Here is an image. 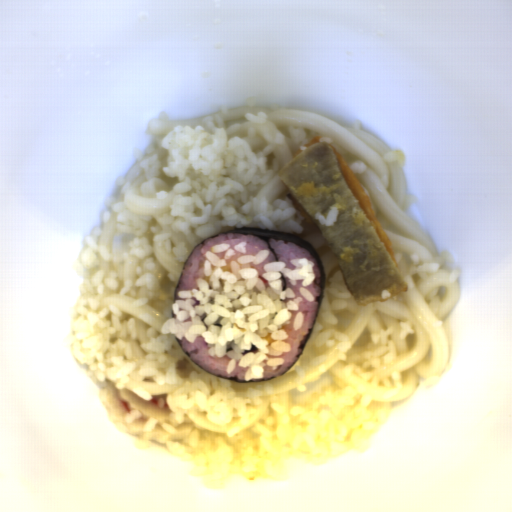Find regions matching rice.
<instances>
[{"instance_id": "rice-1", "label": "rice", "mask_w": 512, "mask_h": 512, "mask_svg": "<svg viewBox=\"0 0 512 512\" xmlns=\"http://www.w3.org/2000/svg\"><path fill=\"white\" fill-rule=\"evenodd\" d=\"M230 244H214L204 252L202 271L207 280L197 279L198 287L191 291H178L177 299L171 303L175 318H168L160 325L161 334L174 335L177 341L195 343L198 336L204 338L209 349L207 355L213 359L231 358L226 365V374L231 375L237 366L247 368L245 382L263 379L264 368L278 370L285 365L284 352H292V345L283 325L301 329L305 315L300 303L316 301L307 288L314 283L316 263L308 258H291L295 269L286 268V263L262 264L266 273L261 276L256 268H241V265L263 263L270 255L269 249L259 250L255 255L238 256L231 261L230 271H224L227 260L235 256ZM283 276L292 286L303 280L297 297L290 287L284 288ZM303 298V299H302ZM275 355L279 357H269Z\"/></svg>"}, {"instance_id": "rice-2", "label": "rice", "mask_w": 512, "mask_h": 512, "mask_svg": "<svg viewBox=\"0 0 512 512\" xmlns=\"http://www.w3.org/2000/svg\"><path fill=\"white\" fill-rule=\"evenodd\" d=\"M215 122L218 127L215 126ZM202 126L177 125L160 142L167 151L164 175L176 178L169 214L160 223L182 234L192 248L205 239L235 226L300 234L303 216L295 209L290 192L274 198L255 197L280 171L274 150L284 146L282 135L262 131L264 149L255 152L247 140L228 136L241 124L226 123L221 115L202 117Z\"/></svg>"}, {"instance_id": "rice-3", "label": "rice", "mask_w": 512, "mask_h": 512, "mask_svg": "<svg viewBox=\"0 0 512 512\" xmlns=\"http://www.w3.org/2000/svg\"><path fill=\"white\" fill-rule=\"evenodd\" d=\"M104 274L97 270L81 284L68 326L71 353L79 365H88L89 377L104 382L106 369L113 368L117 390L131 380L179 386L166 395L169 409L203 412L217 426L248 419L250 407L275 394L271 383L216 377L192 362L174 334H162L138 318L126 321L118 307L104 303L119 285L114 270Z\"/></svg>"}, {"instance_id": "rice-4", "label": "rice", "mask_w": 512, "mask_h": 512, "mask_svg": "<svg viewBox=\"0 0 512 512\" xmlns=\"http://www.w3.org/2000/svg\"><path fill=\"white\" fill-rule=\"evenodd\" d=\"M391 404L375 401L352 388L332 383L322 388L307 406L289 405V425L279 426L269 405L252 428L236 437L184 423L185 412H171L164 449L178 458L205 466L190 475L216 487L236 474L286 481L293 455L324 463L346 453L366 450V444L388 421Z\"/></svg>"}, {"instance_id": "rice-5", "label": "rice", "mask_w": 512, "mask_h": 512, "mask_svg": "<svg viewBox=\"0 0 512 512\" xmlns=\"http://www.w3.org/2000/svg\"><path fill=\"white\" fill-rule=\"evenodd\" d=\"M245 241L248 243L246 246V249L248 251L247 255L235 251V255L226 260V266H222V270H224L225 272L233 273L231 269V262H237L239 256H255L256 253L260 250H269V255L262 263L254 265L253 262H250L245 265H240V269H256L259 278L262 279L264 284L270 285L269 281L262 276L264 273H267L263 267V264L272 262H284L285 268L295 270L296 266L290 262L291 259H308L315 263L314 267L312 268L315 272V280L313 283L306 287L314 295L315 301L313 302H309L306 299H304L299 291V288L302 286L304 279H298L297 285H292L288 278L282 275L283 290L285 288H290L296 297L302 298V300L299 303V308L304 315V322L300 329L294 330L293 320L296 317L298 310L291 311L293 316L290 319L289 325H282V329H285L288 336L287 339L282 340L290 343L291 352H283L280 356L266 354V356L270 358H285V362L284 364H280L277 370H272L270 366L264 367L262 379L252 378L249 381L255 382L260 380L271 379L281 374H284L294 364V362L299 357L304 347V344L309 336L311 327L315 319L321 285L320 271L316 258L308 250L294 243L270 238L268 239V243L278 258V261H276L270 247L266 244V242L263 239L256 237L252 234H223L206 240L205 242L197 246L193 253L190 255L182 272V276L176 292L175 301L183 300L178 299L177 297V293L179 291H192L193 288L199 290V287L196 284V280L204 279L209 283L208 277L205 276L203 271V265L206 259L205 252L209 251L215 244H229L230 248L234 249L233 245L240 244Z\"/></svg>"}, {"instance_id": "rice-6", "label": "rice", "mask_w": 512, "mask_h": 512, "mask_svg": "<svg viewBox=\"0 0 512 512\" xmlns=\"http://www.w3.org/2000/svg\"><path fill=\"white\" fill-rule=\"evenodd\" d=\"M322 325L316 321L310 341H314L315 348L337 346V358L343 360L346 375L354 374L364 383H368L374 376L377 369L391 364L398 356V347L393 340H388L393 336V326H388L385 330L381 321L372 315L369 323L370 340L362 347H352V343L346 333L327 329L321 332Z\"/></svg>"}, {"instance_id": "rice-7", "label": "rice", "mask_w": 512, "mask_h": 512, "mask_svg": "<svg viewBox=\"0 0 512 512\" xmlns=\"http://www.w3.org/2000/svg\"><path fill=\"white\" fill-rule=\"evenodd\" d=\"M118 197L106 196L104 205L117 214L116 223L120 233L135 234L133 240L128 241L129 254L144 260V273L142 266L136 267L138 279L125 280L124 286L119 290L118 295L134 297L136 300L132 306H142L149 301H156L159 293V281L156 277L157 268L154 263V248L150 244L149 237H145L152 215H137L128 210L123 202H117Z\"/></svg>"}, {"instance_id": "rice-8", "label": "rice", "mask_w": 512, "mask_h": 512, "mask_svg": "<svg viewBox=\"0 0 512 512\" xmlns=\"http://www.w3.org/2000/svg\"><path fill=\"white\" fill-rule=\"evenodd\" d=\"M180 342L188 355L203 368L223 377L245 381L244 374L248 367L239 366V362H237V367L233 373L227 374V365L232 358L226 355L223 358H212L209 356L208 350L210 347L208 343L205 342V338L199 335L194 343H189L183 336Z\"/></svg>"}, {"instance_id": "rice-9", "label": "rice", "mask_w": 512, "mask_h": 512, "mask_svg": "<svg viewBox=\"0 0 512 512\" xmlns=\"http://www.w3.org/2000/svg\"><path fill=\"white\" fill-rule=\"evenodd\" d=\"M329 285L325 288L323 300L318 315L326 322L332 325H339V319L332 311L345 310L348 308V299H352V294L345 282L343 273L340 270L328 278Z\"/></svg>"}, {"instance_id": "rice-10", "label": "rice", "mask_w": 512, "mask_h": 512, "mask_svg": "<svg viewBox=\"0 0 512 512\" xmlns=\"http://www.w3.org/2000/svg\"><path fill=\"white\" fill-rule=\"evenodd\" d=\"M103 229L100 227H92L88 236L84 237L82 247L74 261V268L76 272H80L82 268L90 269L99 264V256L106 261L114 260L112 254L106 246L97 244V241L102 237Z\"/></svg>"}, {"instance_id": "rice-11", "label": "rice", "mask_w": 512, "mask_h": 512, "mask_svg": "<svg viewBox=\"0 0 512 512\" xmlns=\"http://www.w3.org/2000/svg\"><path fill=\"white\" fill-rule=\"evenodd\" d=\"M149 231L153 235L152 242L163 247L169 254H174V260L186 262L189 250L184 242H178L173 246L171 238L172 232H162L159 224L150 226Z\"/></svg>"}, {"instance_id": "rice-12", "label": "rice", "mask_w": 512, "mask_h": 512, "mask_svg": "<svg viewBox=\"0 0 512 512\" xmlns=\"http://www.w3.org/2000/svg\"><path fill=\"white\" fill-rule=\"evenodd\" d=\"M287 133L290 138L285 139L290 151H298V150H307L308 146H305L308 143L307 135L304 127L293 128L286 127Z\"/></svg>"}, {"instance_id": "rice-13", "label": "rice", "mask_w": 512, "mask_h": 512, "mask_svg": "<svg viewBox=\"0 0 512 512\" xmlns=\"http://www.w3.org/2000/svg\"><path fill=\"white\" fill-rule=\"evenodd\" d=\"M339 212V208L334 206L328 209L326 217L324 216V214L318 212L311 214V216L313 219H315L317 222L322 223L324 226L333 227L337 223Z\"/></svg>"}, {"instance_id": "rice-14", "label": "rice", "mask_w": 512, "mask_h": 512, "mask_svg": "<svg viewBox=\"0 0 512 512\" xmlns=\"http://www.w3.org/2000/svg\"><path fill=\"white\" fill-rule=\"evenodd\" d=\"M269 116H268V113L264 112V111H259L257 112L256 115H252L250 113H245V116H244V119L245 121H248V122H252V123H255V124H265L266 121L268 120Z\"/></svg>"}, {"instance_id": "rice-15", "label": "rice", "mask_w": 512, "mask_h": 512, "mask_svg": "<svg viewBox=\"0 0 512 512\" xmlns=\"http://www.w3.org/2000/svg\"><path fill=\"white\" fill-rule=\"evenodd\" d=\"M247 244L248 243L245 241L243 243L233 245V248L235 251H238L240 253H243L244 255H247V253H248V251L246 249Z\"/></svg>"}, {"instance_id": "rice-16", "label": "rice", "mask_w": 512, "mask_h": 512, "mask_svg": "<svg viewBox=\"0 0 512 512\" xmlns=\"http://www.w3.org/2000/svg\"><path fill=\"white\" fill-rule=\"evenodd\" d=\"M380 296H381L382 299L386 300L387 298H392L393 295H392L391 291H388V290L383 288L380 291Z\"/></svg>"}, {"instance_id": "rice-17", "label": "rice", "mask_w": 512, "mask_h": 512, "mask_svg": "<svg viewBox=\"0 0 512 512\" xmlns=\"http://www.w3.org/2000/svg\"><path fill=\"white\" fill-rule=\"evenodd\" d=\"M334 140L331 138V137H320V140L318 142H323V143H332Z\"/></svg>"}]
</instances>
